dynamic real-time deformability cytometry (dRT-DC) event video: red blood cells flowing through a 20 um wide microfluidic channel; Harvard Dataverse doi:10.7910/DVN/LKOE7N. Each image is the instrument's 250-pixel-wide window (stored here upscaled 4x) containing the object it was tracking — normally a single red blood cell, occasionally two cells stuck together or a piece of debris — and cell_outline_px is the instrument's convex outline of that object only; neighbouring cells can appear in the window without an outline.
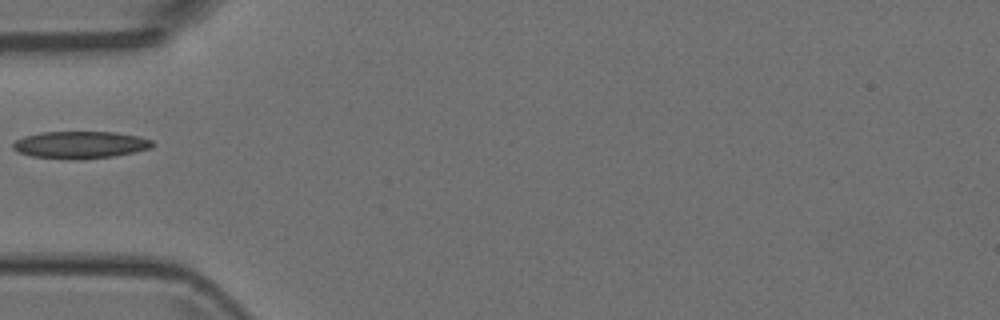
{"species": "Egyptian fruit bat (a non-hibernating species)", "species_latin": "Rousettus aegyptiacus", "temperature_condition": "room temperature", "stored_images_in_passage": 1, "camera_frame_rate_fps": 3000, "um_per_image_px": 0.085, "animal": {"sex": "female"}, "frame": {"image": 1, "passage_image": 1, "time_ms": 0.0, "image_size_px": [1000, 320], "cell_outline_px": [[156, 144], [152, 148], [136, 152], [112, 156], [80, 160], [72, 160], [32, 156], [20, 152], [12, 148], [12, 144], [16, 140], [24, 136], [40, 132], [116, 132], [140, 136], [152, 140]], "centroid_in_image_um": [6.87, 12.31], "position_along_channel_um": 78.1, "area_um2": 22.37}}